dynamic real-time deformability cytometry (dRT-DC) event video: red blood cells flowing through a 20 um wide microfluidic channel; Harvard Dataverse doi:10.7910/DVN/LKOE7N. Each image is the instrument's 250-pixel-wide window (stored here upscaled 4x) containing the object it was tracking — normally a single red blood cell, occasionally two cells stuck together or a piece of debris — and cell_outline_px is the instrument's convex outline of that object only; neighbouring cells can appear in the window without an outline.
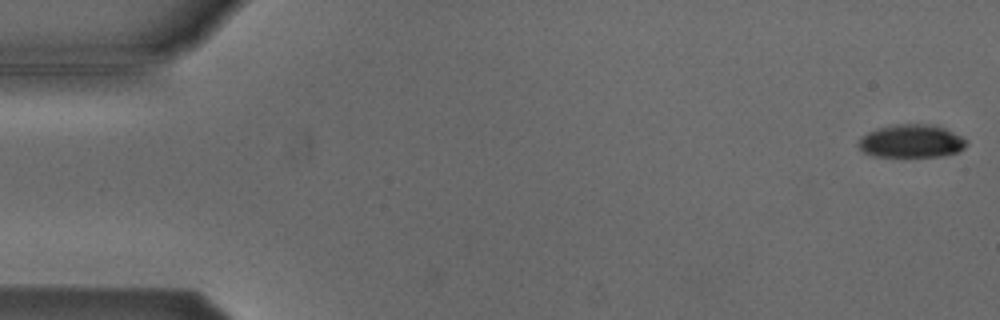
{"species": "Egyptian fruit bat (a non-hibernating species)", "species_latin": "Rousettus aegyptiacus", "temperature_condition": "cold", "stored_images_in_passage": 17, "camera_frame_rate_fps": 3000, "um_per_image_px": 0.085, "animal": {"sex": "male"}, "frame": {"image": 1, "passage_image": 1, "time_ms": 0.0, "image_size_px": [1000, 320], "cell_outline_px": [[968, 144], [964, 148], [956, 152], [944, 156], [876, 156], [864, 152], [856, 144], [860, 136], [876, 128], [896, 124], [936, 124], [968, 140]], "centroid_in_image_um": [77.46, 11.98], "position_along_channel_um": 7.5, "area_um2": 20.92}}
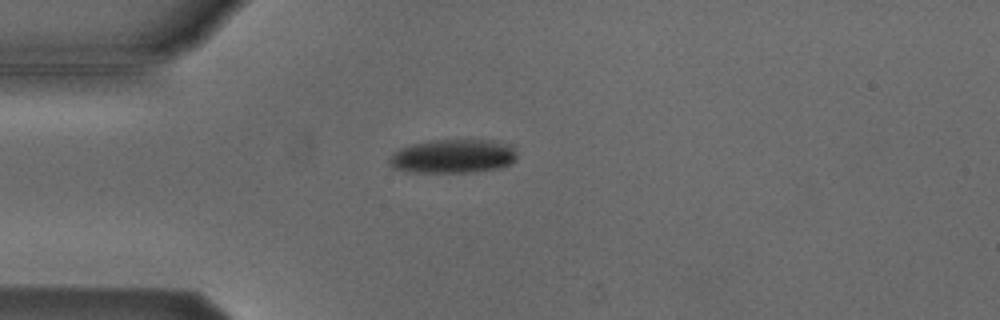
{"frame": {"image": 2, "passage_image": 14, "time_ms": 4.333, "image_size_px": [1000, 320], "cell_outline_px": [[516, 160], [500, 168], [476, 172], [416, 172], [392, 168], [388, 164], [388, 160], [392, 152], [400, 148], [412, 144], [436, 140], [492, 140], [516, 144]], "centroid_in_image_um": [38.55, 13.27], "position_along_channel_um": 46.4, "area_um2": 25.55}}